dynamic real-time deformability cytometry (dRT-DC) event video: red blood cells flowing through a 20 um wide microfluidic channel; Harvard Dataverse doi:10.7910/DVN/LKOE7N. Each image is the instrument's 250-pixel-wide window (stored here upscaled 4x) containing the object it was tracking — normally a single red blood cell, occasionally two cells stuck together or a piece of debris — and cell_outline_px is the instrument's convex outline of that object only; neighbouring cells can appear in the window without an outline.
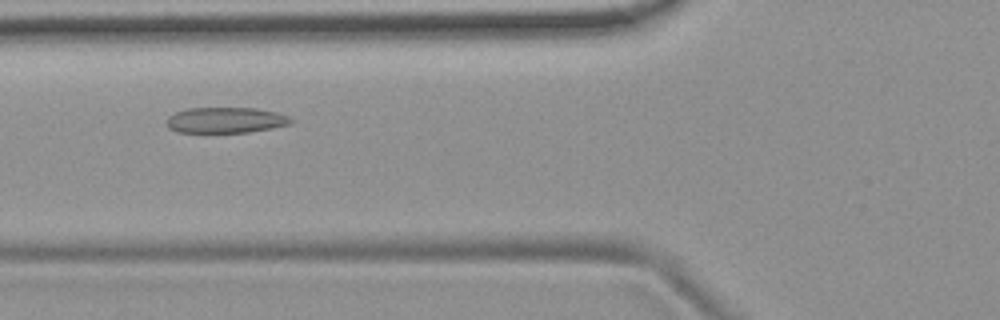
{"species": "common noctule bat (a hibernating species)", "species_latin": "Nyctalus noctula", "temperature_condition": "room temperature", "stored_images_in_passage": 42, "camera_frame_rate_fps": 3000, "um_per_image_px": 0.085, "animal": {"sex": "female", "body_mass_g": 19.9}, "frame": {"image": 1, "passage_image": 9, "time_ms": 2.667, "image_size_px": [1000, 320], "cell_outline_px": [[296, 120], [292, 124], [272, 128], [248, 132], [176, 132], [168, 128], [168, 116], [176, 112], [188, 108], [256, 108], [276, 112], [288, 116]], "centroid_in_image_um": [19.23, 10.21], "position_along_channel_um": 106.6, "area_um2": 18.67}}
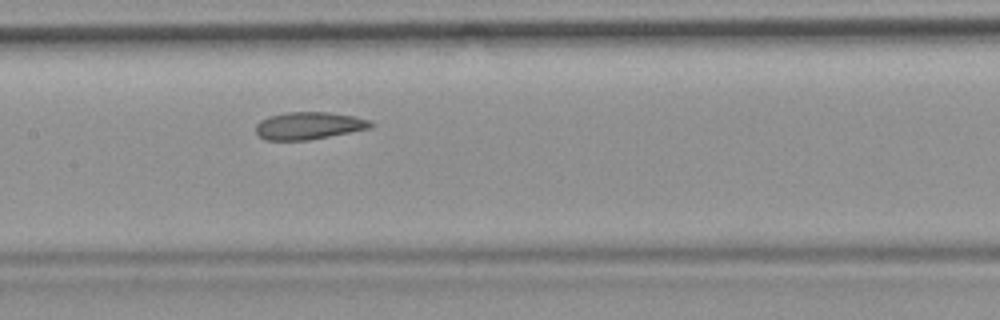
{"frame": {"image": 2, "passage_image": 15, "time_ms": 4.667, "image_size_px": [1000, 320], "cell_outline_px": [[372, 128], [308, 140], [264, 140], [256, 132], [256, 124], [260, 120], [268, 116], [284, 112], [328, 112], [352, 116], [368, 120], [372, 124]], "centroid_in_image_um": [26.2, 10.68], "position_along_channel_um": 181.2, "area_um2": 18.26}}
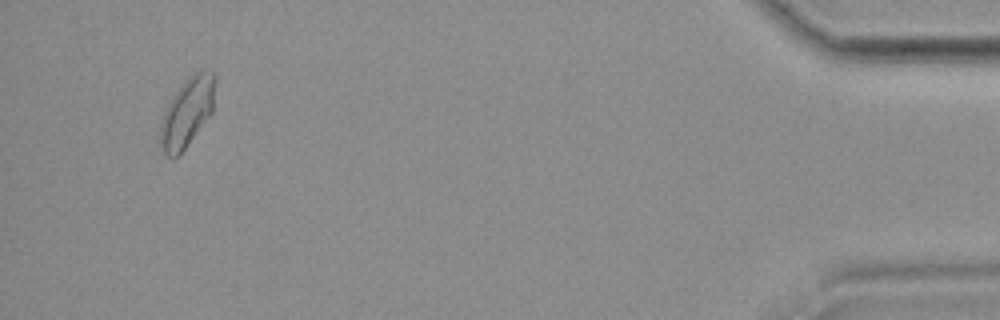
{"frame": {"image": 3, "passage_image": 40, "time_ms": 13.0, "image_size_px": [1000, 320], "cell_outline_px": [[216, 80], [212, 112], [180, 156], [168, 156], [164, 152], [160, 144], [160, 124], [164, 112], [172, 96], [200, 68], [216, 72]], "centroid_in_image_um": [15.93, 9.54], "position_along_channel_um": 419.3, "area_um2": 21.91}, "authors_computed_cell_mechanics": {"area_um2": 19.0451, "velocity_mm_per_s": 3.7286, "shape_relaxation_time_tau1_ms": null, "shape_relaxation_time_tau2_ms": 1.456, "deformation_change_tau1": null, "deformation_change_tau2": 0.066}}